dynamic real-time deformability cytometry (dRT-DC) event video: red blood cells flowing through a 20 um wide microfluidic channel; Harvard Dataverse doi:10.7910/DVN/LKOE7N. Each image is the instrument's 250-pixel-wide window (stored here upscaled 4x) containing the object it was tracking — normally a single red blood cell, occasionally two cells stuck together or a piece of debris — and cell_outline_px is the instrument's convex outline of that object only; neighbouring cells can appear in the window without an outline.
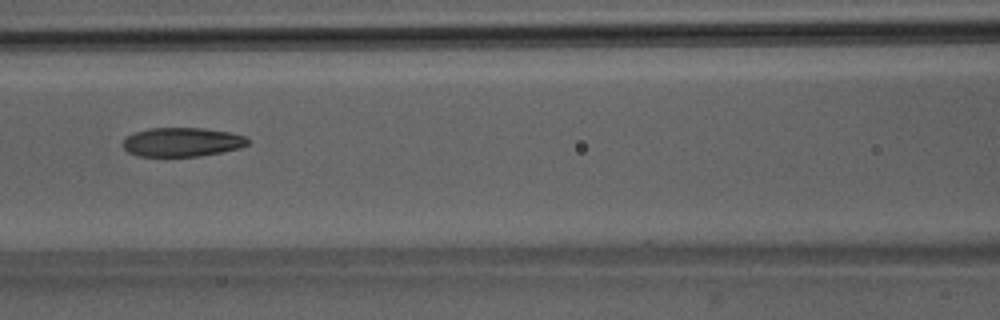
{"species": "Egyptian fruit bat (a non-hibernating species)", "species_latin": "Rousettus aegyptiacus", "temperature_condition": "room temperature", "stored_images_in_passage": 6, "camera_frame_rate_fps": 3000, "um_per_image_px": 0.085, "animal": {"sex": "male"}, "frame": {"image": 1, "passage_image": 6, "time_ms": 5.667, "image_size_px": [1000, 320], "cell_outline_px": [[248, 144], [240, 148], [200, 156], [136, 156], [128, 152], [124, 148], [124, 140], [128, 136], [136, 132], [148, 128], [204, 128], [228, 132], [244, 136], [248, 140]], "centroid_in_image_um": [15.47, 12.08], "position_along_channel_um": 151.1, "area_um2": 20.92}}